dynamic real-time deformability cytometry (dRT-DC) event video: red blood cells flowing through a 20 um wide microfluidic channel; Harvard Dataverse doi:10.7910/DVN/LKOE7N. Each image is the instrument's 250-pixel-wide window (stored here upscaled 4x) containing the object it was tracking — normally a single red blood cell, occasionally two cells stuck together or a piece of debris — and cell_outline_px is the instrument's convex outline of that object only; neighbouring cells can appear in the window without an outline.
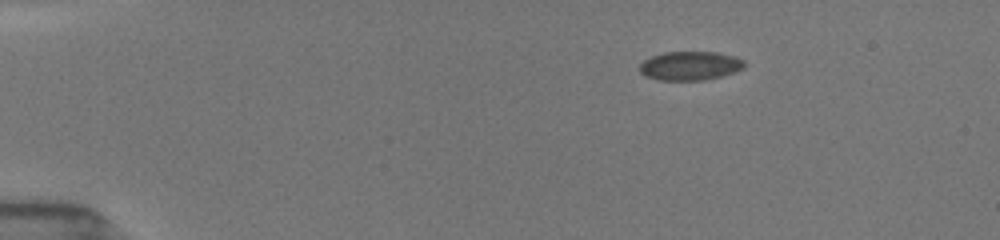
{"species": "common noctule bat (a hibernating species)", "species_latin": "Nyctalus noctula", "temperature_condition": "room temperature", "stored_images_in_passage": 46, "camera_frame_rate_fps": 3000, "um_per_image_px": 0.085, "animal": {"sex": "female", "body_mass_g": 19.5, "forearm_length_mm": 54.1}, "frame": {"image": 1, "passage_image": 1, "time_ms": 0.0, "image_size_px": [1000, 240], "cell_outline_px": [[744, 68], [736, 72], [704, 80], [660, 80], [648, 76], [640, 72], [640, 64], [644, 60], [652, 56], [664, 52], [716, 52], [736, 56], [744, 60]], "centroid_in_image_um": [58.69, 5.58], "position_along_channel_um": 26.3, "area_um2": 17.57}}
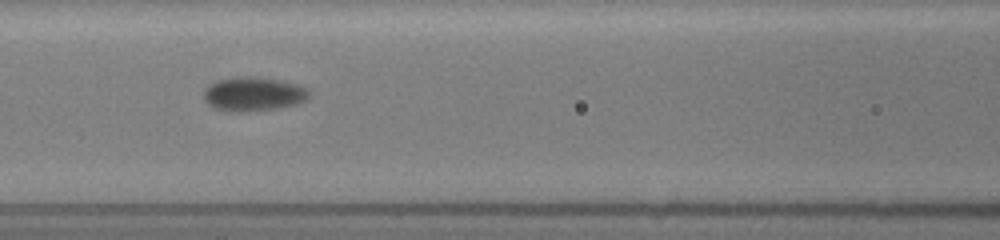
{"frame": {"image": 2, "passage_image": 17, "time_ms": 5.333, "image_size_px": [1000, 240], "cell_outline_px": [[308, 96], [304, 100], [296, 104], [280, 108], [240, 112], [228, 112], [216, 108], [208, 104], [204, 100], [204, 88], [208, 84], [216, 80], [236, 76], [248, 76], [280, 80], [296, 84], [308, 88]], "centroid_in_image_um": [21.48, 7.99], "position_along_channel_um": 145.1, "area_um2": 21.04}}
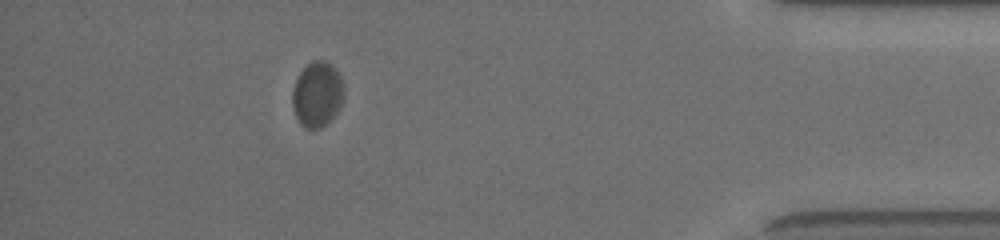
{"frame": {"image": 3, "passage_image": 41, "time_ms": 13.333, "image_size_px": [1000, 240], "cell_outline_px": [[344, 96], [340, 108], [320, 128], [304, 128], [300, 124], [296, 116], [292, 104], [292, 92], [296, 80], [300, 72], [312, 60], [328, 60], [336, 68], [344, 84]], "centroid_in_image_um": [26.98, 7.98], "position_along_channel_um": 408.2, "area_um2": 19.65}, "authors_computed_cell_mechanics": {"area_um2": 19.8832, "velocity_mm_per_s": 3.8231, "shape_relaxation_time_tau1_ms": 1.8814, "shape_relaxation_time_tau2_ms": null, "deformation_change_tau1": 0.0536, "deformation_change_tau2": null}}